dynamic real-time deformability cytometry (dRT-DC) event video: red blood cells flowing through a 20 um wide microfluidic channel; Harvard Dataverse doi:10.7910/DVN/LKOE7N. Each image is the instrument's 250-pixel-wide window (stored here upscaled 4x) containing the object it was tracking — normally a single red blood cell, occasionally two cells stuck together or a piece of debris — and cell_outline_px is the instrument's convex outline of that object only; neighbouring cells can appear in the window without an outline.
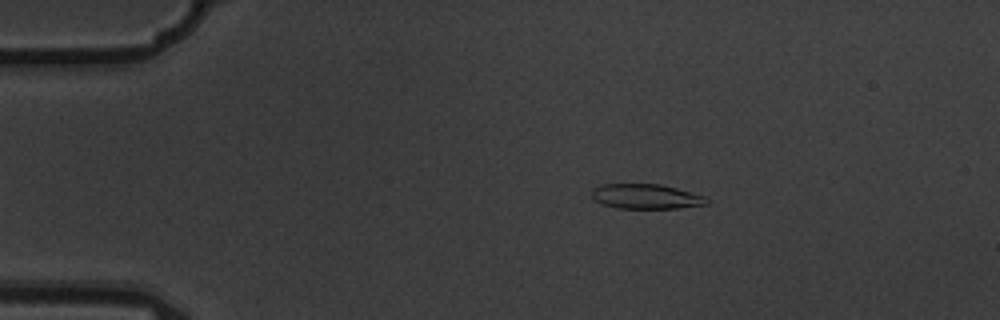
{"species": "common noctule bat (a hibernating species)", "species_latin": "Nyctalus noctula", "temperature_condition": "warm", "stored_images_in_passage": 3, "camera_frame_rate_fps": 3000, "um_per_image_px": 0.085, "animal": {"sex": "male", "body_mass_g": 19.5, "forearm_length_mm": 54.6}, "frame": {"image": 1, "passage_image": 2, "time_ms": 0.333, "image_size_px": [1000, 320], "cell_outline_px": [[708, 204], [676, 208], [616, 208], [604, 204], [596, 200], [592, 196], [592, 188], [604, 184], [660, 184], [676, 188], [704, 196], [708, 200]], "centroid_in_image_um": [54.9, 16.7], "position_along_channel_um": 30.1, "area_um2": 16.42}}